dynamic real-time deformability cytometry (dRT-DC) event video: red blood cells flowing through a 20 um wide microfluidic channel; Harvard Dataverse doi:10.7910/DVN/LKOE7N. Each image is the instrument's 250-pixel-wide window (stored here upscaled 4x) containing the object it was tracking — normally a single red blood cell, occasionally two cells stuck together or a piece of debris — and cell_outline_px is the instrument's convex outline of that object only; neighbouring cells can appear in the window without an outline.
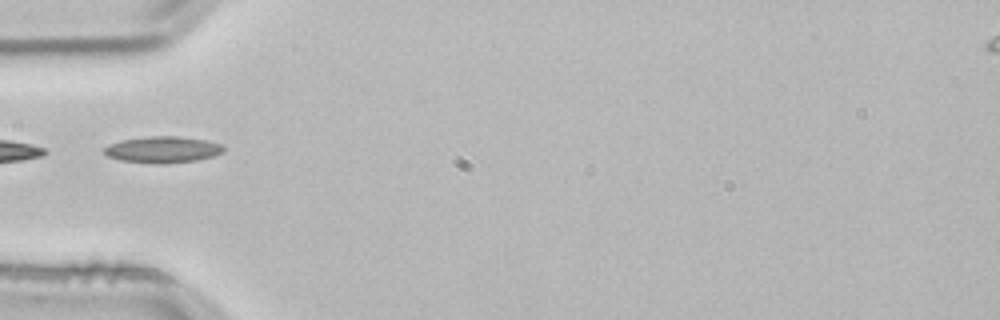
{"species": "common noctule bat (a hibernating species)", "species_latin": "Nyctalus noctula", "temperature_condition": "room temperature", "stored_images_in_passage": 1, "camera_frame_rate_fps": 3000, "um_per_image_px": 0.085, "animal": {"sex": "male", "body_mass_g": 21.5, "forearm_length_mm": 52.0}, "frame": {"image": 1, "passage_image": 1, "time_ms": 0.0, "image_size_px": [1000, 320], "cell_outline_px": [[224, 152], [212, 156], [196, 160], [164, 164], [152, 164], [120, 160], [108, 156], [104, 152], [104, 148], [108, 144], [120, 140], [148, 136], [180, 136], [204, 140], [220, 144], [224, 148]], "centroid_in_image_um": [13.8, 12.72], "position_along_channel_um": 71.2, "area_um2": 18.44}}